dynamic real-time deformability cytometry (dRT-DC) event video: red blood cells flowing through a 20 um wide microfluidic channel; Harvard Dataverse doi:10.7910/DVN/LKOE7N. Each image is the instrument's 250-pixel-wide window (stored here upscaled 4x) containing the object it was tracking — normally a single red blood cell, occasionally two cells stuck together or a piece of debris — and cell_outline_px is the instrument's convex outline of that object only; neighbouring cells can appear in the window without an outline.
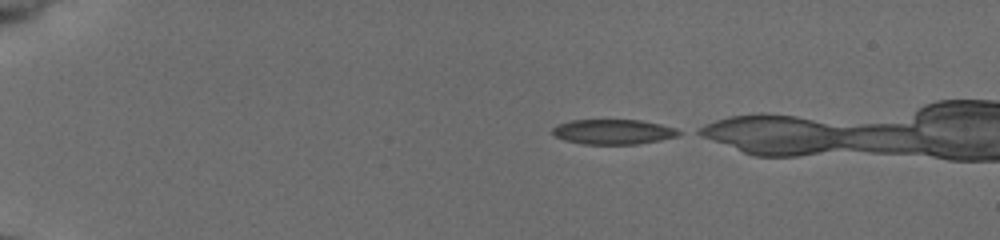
{"species": "common noctule bat (a hibernating species)", "species_latin": "Nyctalus noctula", "temperature_condition": "cold", "stored_images_in_passage": 39, "camera_frame_rate_fps": 3000, "um_per_image_px": 0.085, "animal": {"sex": "female", "body_mass_g": 19.5, "forearm_length_mm": 54.1}, "frame": {"image": 1, "passage_image": 1, "time_ms": 0.0, "image_size_px": [1000, 240], "cell_outline_px": [[684, 132], [676, 136], [660, 140], [636, 144], [580, 144], [564, 140], [556, 136], [552, 132], [552, 128], [556, 124], [572, 120], [640, 120], [660, 124], [676, 128]], "centroid_in_image_um": [52.11, 11.2], "position_along_channel_um": 32.9, "area_um2": 18.44}}
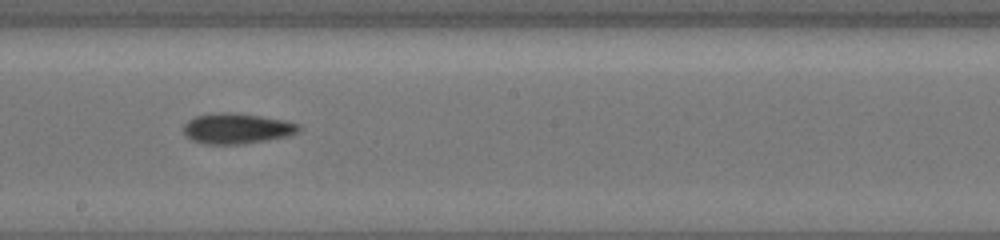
{"frame": {"image": 2, "passage_image": 22, "time_ms": 7.0, "image_size_px": [1000, 240], "cell_outline_px": [[300, 128], [296, 132], [288, 136], [244, 144], [204, 144], [192, 140], [184, 136], [184, 124], [188, 120], [196, 116], [216, 112], [236, 112], [288, 120], [300, 124]], "centroid_in_image_um": [20.13, 10.91], "position_along_channel_um": 228.1, "area_um2": 20.75}}
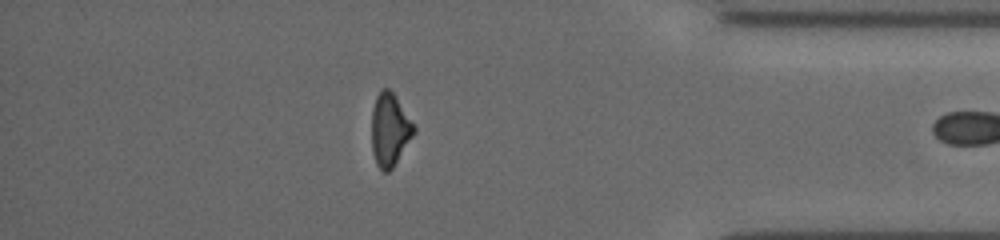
{"frame": {"image": 3, "passage_image": 37, "time_ms": 12.0, "image_size_px": [1000, 240], "cell_outline_px": [[416, 132], [392, 168], [388, 172], [384, 172], [376, 164], [372, 152], [372, 108], [376, 96], [380, 88], [388, 88], [392, 92], [416, 124]], "centroid_in_image_um": [33.14, 11.0], "position_along_channel_um": 402.1, "area_um2": 18.15}, "authors_computed_cell_mechanics": {"area_um2": 20.0566, "velocity_mm_per_s": 3.9456, "shape_relaxation_time_tau1_ms": 7.9907, "shape_relaxation_time_tau2_ms": null, "deformation_change_tau1": 0.1643, "deformation_change_tau2": null}}